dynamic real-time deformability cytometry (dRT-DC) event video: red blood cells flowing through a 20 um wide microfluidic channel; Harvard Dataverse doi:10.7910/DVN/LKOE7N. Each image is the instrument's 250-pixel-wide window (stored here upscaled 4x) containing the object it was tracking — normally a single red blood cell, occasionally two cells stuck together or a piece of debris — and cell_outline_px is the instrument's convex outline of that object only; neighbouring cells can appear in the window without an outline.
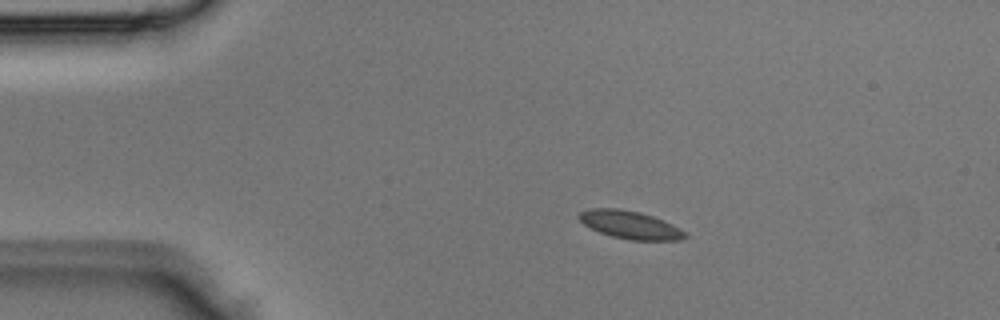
{"species": "Egyptian fruit bat (a non-hibernating species)", "species_latin": "Rousettus aegyptiacus", "temperature_condition": "room temperature", "stored_images_in_passage": 4, "camera_frame_rate_fps": 3000, "um_per_image_px": 0.085, "animal": {"sex": "male"}, "frame": {"image": 1, "passage_image": 2, "time_ms": 0.333, "image_size_px": [1000, 320], "cell_outline_px": [[688, 236], [680, 240], [632, 240], [612, 236], [600, 232], [584, 224], [576, 216], [580, 212], [588, 208], [616, 208], [640, 212], [664, 220], [680, 228]], "centroid_in_image_um": [53.55, 19.1], "position_along_channel_um": 31.5, "area_um2": 17.17}}